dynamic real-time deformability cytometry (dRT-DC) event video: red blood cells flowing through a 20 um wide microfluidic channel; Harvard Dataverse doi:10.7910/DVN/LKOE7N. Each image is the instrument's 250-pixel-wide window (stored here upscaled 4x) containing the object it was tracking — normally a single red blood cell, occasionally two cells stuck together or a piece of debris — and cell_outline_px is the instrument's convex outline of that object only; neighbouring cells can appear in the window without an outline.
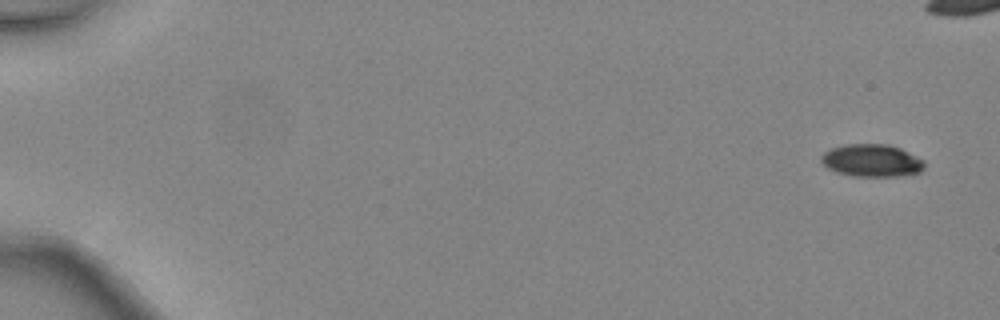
{"species": "common noctule bat (a hibernating species)", "species_latin": "Nyctalus noctula", "temperature_condition": "warm", "stored_images_in_passage": 5, "camera_frame_rate_fps": 3000, "um_per_image_px": 0.085, "animal": {"sex": "female", "body_mass_g": 24.6, "forearm_length_mm": 56.2}, "frame": {"image": 1, "passage_image": 1, "time_ms": 0.0, "image_size_px": [1000, 320], "cell_outline_px": [[924, 168], [920, 172], [896, 176], [852, 176], [836, 172], [828, 168], [820, 160], [820, 156], [824, 152], [832, 148], [844, 144], [888, 144], [900, 148], [924, 160]], "centroid_in_image_um": [74.08, 13.64], "position_along_channel_um": 10.9, "area_um2": 19.54}}